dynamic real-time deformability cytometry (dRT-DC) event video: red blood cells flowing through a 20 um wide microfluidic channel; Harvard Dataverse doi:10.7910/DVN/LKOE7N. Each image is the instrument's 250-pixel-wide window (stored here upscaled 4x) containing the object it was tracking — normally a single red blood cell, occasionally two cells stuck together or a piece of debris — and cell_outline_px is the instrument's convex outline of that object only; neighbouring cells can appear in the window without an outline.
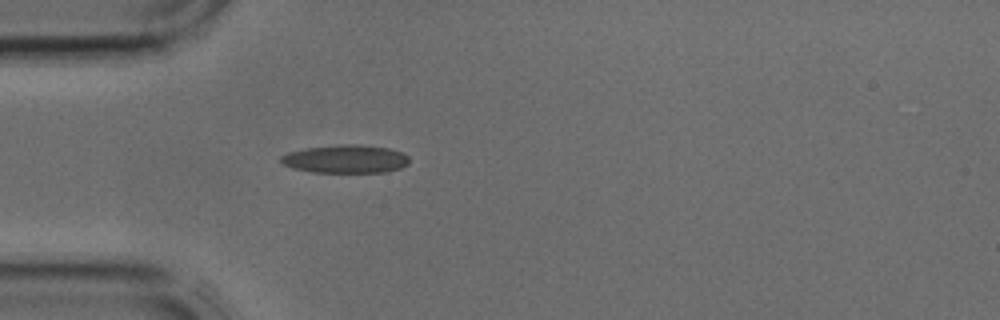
{"species": "common noctule bat (a hibernating species)", "species_latin": "Nyctalus noctula", "temperature_condition": "cold", "stored_images_in_passage": 5, "camera_frame_rate_fps": 3000, "um_per_image_px": 0.085, "animal": {"sex": "male", "body_mass_g": 17.9, "forearm_length_mm": 54.2}, "frame": {"image": 1, "passage_image": 5, "time_ms": 1.333, "image_size_px": [1000, 320], "cell_outline_px": [[408, 164], [400, 168], [388, 172], [312, 172], [292, 168], [284, 164], [280, 160], [280, 156], [288, 152], [304, 148], [340, 144], [356, 144], [388, 148], [404, 152], [408, 156]], "centroid_in_image_um": [29.38, 13.51], "position_along_channel_um": 55.6, "area_um2": 21.21}}